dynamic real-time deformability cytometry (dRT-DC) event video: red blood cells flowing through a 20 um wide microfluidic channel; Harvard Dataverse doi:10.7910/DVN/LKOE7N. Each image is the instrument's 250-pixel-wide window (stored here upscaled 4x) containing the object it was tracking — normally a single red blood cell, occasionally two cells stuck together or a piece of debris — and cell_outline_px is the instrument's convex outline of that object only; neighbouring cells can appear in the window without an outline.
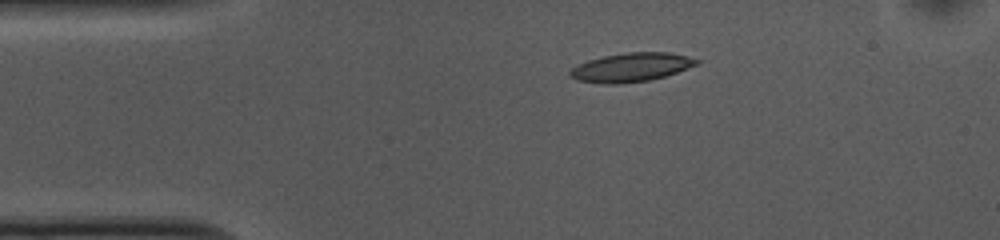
{"species": "common noctule bat (a hibernating species)", "species_latin": "Nyctalus noctula", "temperature_condition": "cold", "stored_images_in_passage": 37, "camera_frame_rate_fps": 3000, "um_per_image_px": 0.085, "animal": {"sex": "female", "body_mass_g": 10.0, "forearm_length_mm": 53.1}, "frame": {"image": 1, "passage_image": 1, "time_ms": 0.0, "image_size_px": [1000, 240], "cell_outline_px": [[700, 64], [652, 80], [616, 84], [604, 84], [576, 80], [568, 76], [568, 72], [572, 68], [588, 60], [604, 56], [628, 52], [668, 52], [688, 56], [700, 60]], "centroid_in_image_um": [53.65, 5.73], "position_along_channel_um": 31.3, "area_um2": 21.33}}
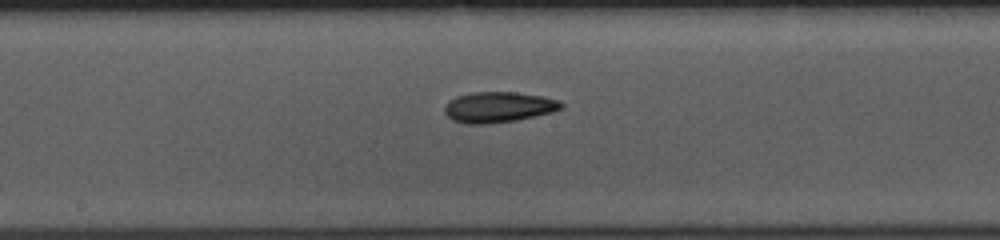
{"frame": {"image": 2, "passage_image": 18, "time_ms": 5.667, "image_size_px": [1000, 240], "cell_outline_px": [[564, 108], [552, 112], [516, 120], [488, 124], [468, 124], [452, 120], [444, 112], [444, 108], [448, 100], [456, 96], [472, 92], [516, 92], [544, 96], [560, 100], [564, 104]], "centroid_in_image_um": [42.38, 9.1], "position_along_channel_um": 205.8, "area_um2": 21.04}}
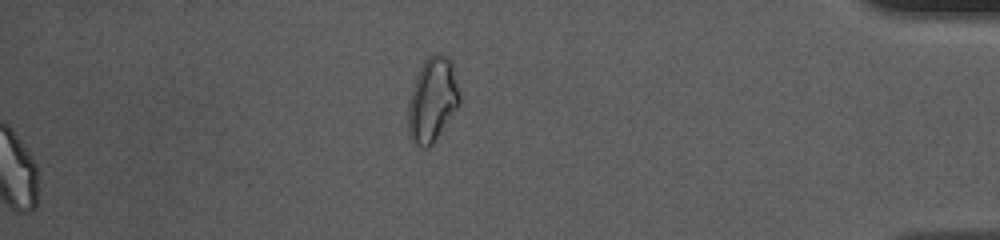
{"frame": {"image": 3, "passage_image": 37, "time_ms": 12.0, "image_size_px": [1000, 240], "cell_outline_px": [[460, 104], [436, 140], [428, 148], [424, 148], [416, 144], [412, 140], [408, 132], [408, 104], [412, 88], [416, 76], [424, 60], [428, 56], [436, 52], [440, 52], [452, 60], [460, 92]], "centroid_in_image_um": [36.77, 8.46], "position_along_channel_um": 398.4, "area_um2": 25.61}, "authors_computed_cell_mechanics": {"area_um2": 20.6346, "velocity_mm_per_s": 3.7013, "shape_relaxation_time_tau1_ms": 7.2058, "shape_relaxation_time_tau2_ms": 7.6958, "deformation_change_tau1": 0.1695, "deformation_change_tau2": 0.1759}}